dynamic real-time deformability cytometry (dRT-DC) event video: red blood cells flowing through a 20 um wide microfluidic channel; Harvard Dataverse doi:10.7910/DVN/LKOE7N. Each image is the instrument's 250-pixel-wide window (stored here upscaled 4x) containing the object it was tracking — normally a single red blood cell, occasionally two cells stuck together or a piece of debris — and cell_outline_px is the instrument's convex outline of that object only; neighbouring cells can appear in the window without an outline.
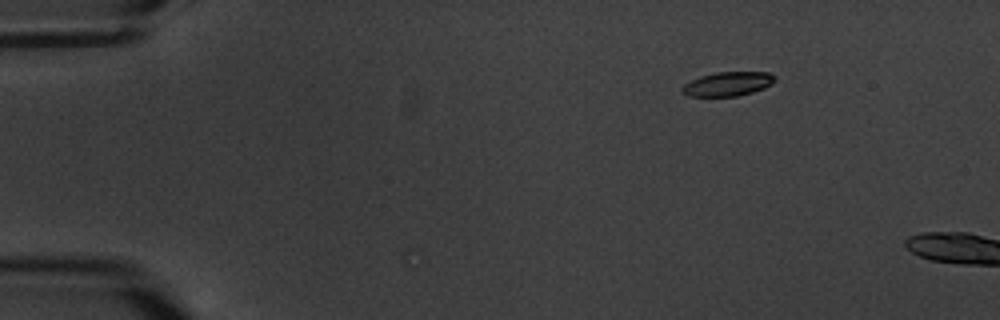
{"species": "common noctule bat (a hibernating species)", "species_latin": "Nyctalus noctula", "temperature_condition": "warm", "stored_images_in_passage": 5, "camera_frame_rate_fps": 3000, "um_per_image_px": 0.085, "animal": {"sex": "male", "body_mass_g": 20.1, "forearm_length_mm": 53.5}, "frame": {"image": 1, "passage_image": 3, "time_ms": 2.333, "image_size_px": [1000, 320], "cell_outline_px": [[776, 80], [772, 84], [764, 88], [752, 92], [736, 96], [688, 96], [680, 92], [680, 88], [684, 84], [700, 76], [716, 72], [768, 72], [776, 76]], "centroid_in_image_um": [61.86, 7.13], "position_along_channel_um": 23.1, "area_um2": 13.12}}